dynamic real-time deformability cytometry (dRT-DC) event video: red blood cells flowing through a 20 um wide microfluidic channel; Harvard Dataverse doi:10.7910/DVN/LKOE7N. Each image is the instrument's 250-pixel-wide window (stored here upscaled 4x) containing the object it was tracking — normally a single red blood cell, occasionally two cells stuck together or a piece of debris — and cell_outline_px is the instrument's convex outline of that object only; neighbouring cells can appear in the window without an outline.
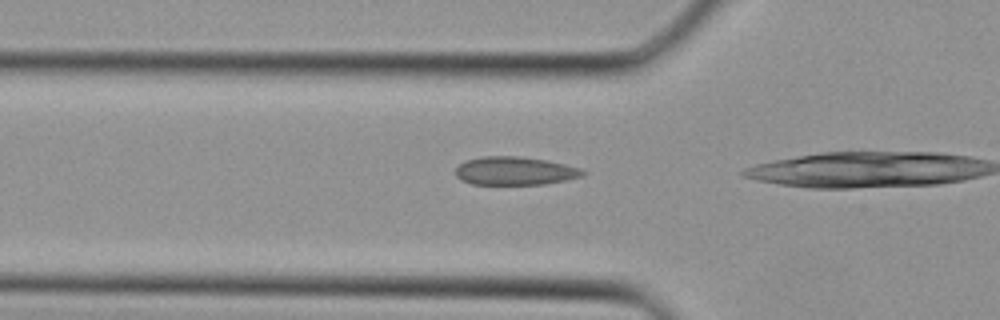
{"species": "Egyptian fruit bat (a non-hibernating species)", "species_latin": "Rousettus aegyptiacus", "temperature_condition": "cold", "stored_images_in_passage": 7, "camera_frame_rate_fps": 3000, "um_per_image_px": 0.085, "animal": {"sex": "female"}, "frame": {"image": 1, "passage_image": 5, "time_ms": 1.333, "image_size_px": [1000, 320], "cell_outline_px": [[588, 172], [584, 176], [544, 184], [472, 184], [460, 180], [456, 176], [456, 168], [460, 164], [468, 160], [484, 156], [520, 156], [548, 160], [580, 168]], "centroid_in_image_um": [43.79, 14.52], "position_along_channel_um": 82.0, "area_um2": 20.98}}